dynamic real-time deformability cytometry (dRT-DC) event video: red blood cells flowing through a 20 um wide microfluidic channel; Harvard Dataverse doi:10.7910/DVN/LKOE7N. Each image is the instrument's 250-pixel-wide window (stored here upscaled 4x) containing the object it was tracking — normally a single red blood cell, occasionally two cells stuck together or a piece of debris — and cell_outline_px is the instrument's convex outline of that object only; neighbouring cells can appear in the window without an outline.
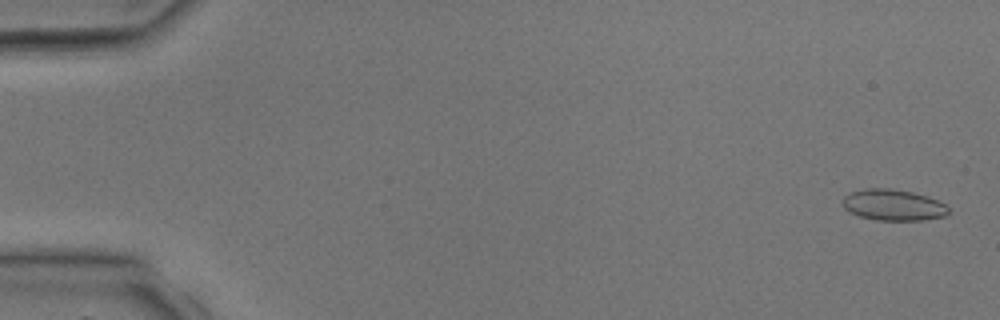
{"species": "common noctule bat (a hibernating species)", "species_latin": "Nyctalus noctula", "temperature_condition": "room temperature", "stored_images_in_passage": 4, "segment_of_instrument_passage": [2, 2], "camera_frame_rate_fps": 3000, "um_per_image_px": 0.085, "animal": {"sex": "male", "body_mass_g": 17.9, "forearm_length_mm": 54.2}, "frame": {"image": 1, "passage_image": 4, "time_ms": 3.667, "image_size_px": [1000, 320], "cell_outline_px": [[948, 212], [944, 216], [924, 220], [876, 220], [860, 216], [848, 212], [840, 204], [840, 200], [844, 196], [852, 192], [864, 188], [892, 188], [912, 192], [928, 196], [944, 204], [948, 208]], "centroid_in_image_um": [75.86, 17.42], "position_along_channel_um": 9.1, "area_um2": 19.36}}